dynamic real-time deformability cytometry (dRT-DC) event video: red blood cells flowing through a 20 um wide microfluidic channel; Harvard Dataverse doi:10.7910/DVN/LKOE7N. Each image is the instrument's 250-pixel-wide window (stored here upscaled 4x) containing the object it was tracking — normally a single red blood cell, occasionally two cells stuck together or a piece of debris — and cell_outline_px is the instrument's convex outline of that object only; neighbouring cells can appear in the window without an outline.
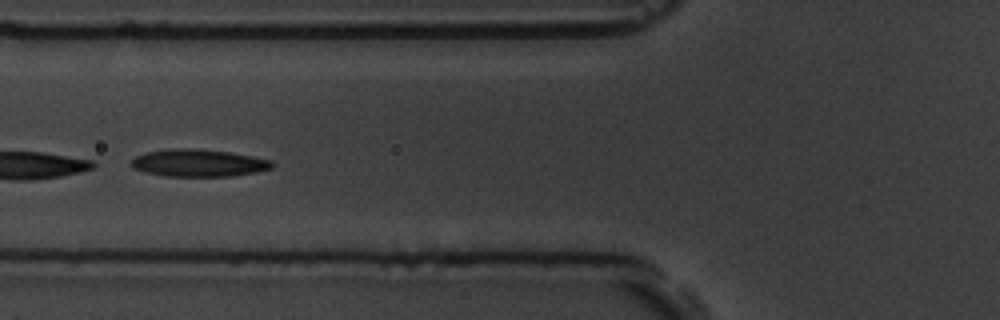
{"species": "common noctule bat (a hibernating species)", "species_latin": "Nyctalus noctula", "temperature_condition": "room temperature", "stored_images_in_passage": 24, "camera_frame_rate_fps": 3000, "um_per_image_px": 0.085, "animal": {"sex": "male", "body_mass_g": 19.5, "forearm_length_mm": 54.6}, "frame": {"image": 1, "passage_image": 21, "time_ms": 6.667, "image_size_px": [1000, 320], "cell_outline_px": [[276, 164], [272, 168], [256, 172], [232, 176], [164, 176], [144, 172], [132, 168], [128, 164], [136, 156], [148, 152], [168, 148], [192, 148], [228, 152], [252, 156], [272, 160]], "centroid_in_image_um": [16.86, 13.85], "position_along_channel_um": 108.9, "area_um2": 22.6}}